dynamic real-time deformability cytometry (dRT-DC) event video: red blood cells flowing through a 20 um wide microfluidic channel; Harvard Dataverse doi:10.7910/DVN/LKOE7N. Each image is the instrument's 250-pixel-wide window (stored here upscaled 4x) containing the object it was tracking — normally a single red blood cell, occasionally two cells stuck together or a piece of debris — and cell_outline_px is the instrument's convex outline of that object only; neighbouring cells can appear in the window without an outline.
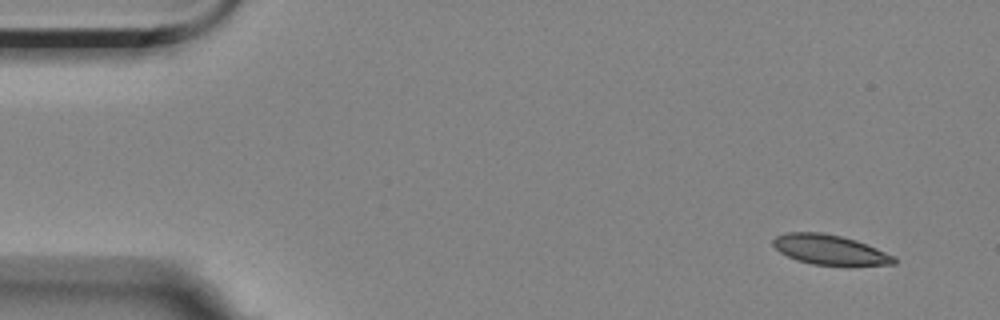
{"species": "Egyptian fruit bat (a non-hibernating species)", "species_latin": "Rousettus aegyptiacus", "temperature_condition": "room temperature", "stored_images_in_passage": 5, "camera_frame_rate_fps": 3000, "um_per_image_px": 0.085, "animal": {"sex": "female"}, "frame": {"image": 1, "passage_image": 1, "time_ms": 0.0, "image_size_px": [1000, 320], "cell_outline_px": [[896, 264], [848, 268], [844, 268], [812, 264], [796, 260], [780, 252], [772, 244], [772, 240], [776, 236], [784, 232], [824, 232], [856, 240], [896, 256]], "centroid_in_image_um": [70.6, 21.28], "position_along_channel_um": 14.4, "area_um2": 22.02}}